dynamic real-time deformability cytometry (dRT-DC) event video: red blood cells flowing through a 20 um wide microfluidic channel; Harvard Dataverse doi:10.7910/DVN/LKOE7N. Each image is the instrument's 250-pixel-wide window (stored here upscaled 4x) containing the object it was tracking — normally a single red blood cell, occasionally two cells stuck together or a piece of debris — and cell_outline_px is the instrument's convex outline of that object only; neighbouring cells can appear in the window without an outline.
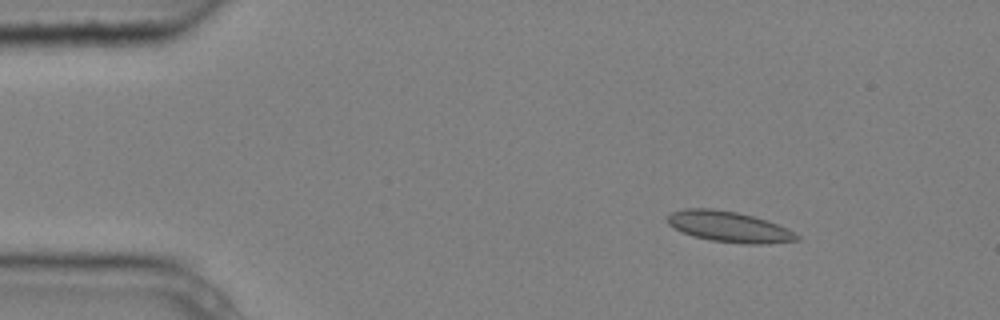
{"species": "common noctule bat (a hibernating species)", "species_latin": "Nyctalus noctula", "temperature_condition": "cold", "stored_images_in_passage": 4, "camera_frame_rate_fps": 3000, "um_per_image_px": 0.085, "animal": {"sex": "male", "body_mass_g": 20.4}, "frame": {"image": 1, "passage_image": 2, "time_ms": 0.333, "image_size_px": [1000, 320], "cell_outline_px": [[800, 240], [768, 244], [744, 244], [712, 240], [696, 236], [684, 232], [668, 224], [664, 220], [672, 212], [684, 208], [712, 208], [736, 212], [752, 216], [788, 228], [800, 236]], "centroid_in_image_um": [61.98, 19.27], "position_along_channel_um": 23.0, "area_um2": 23.0}}